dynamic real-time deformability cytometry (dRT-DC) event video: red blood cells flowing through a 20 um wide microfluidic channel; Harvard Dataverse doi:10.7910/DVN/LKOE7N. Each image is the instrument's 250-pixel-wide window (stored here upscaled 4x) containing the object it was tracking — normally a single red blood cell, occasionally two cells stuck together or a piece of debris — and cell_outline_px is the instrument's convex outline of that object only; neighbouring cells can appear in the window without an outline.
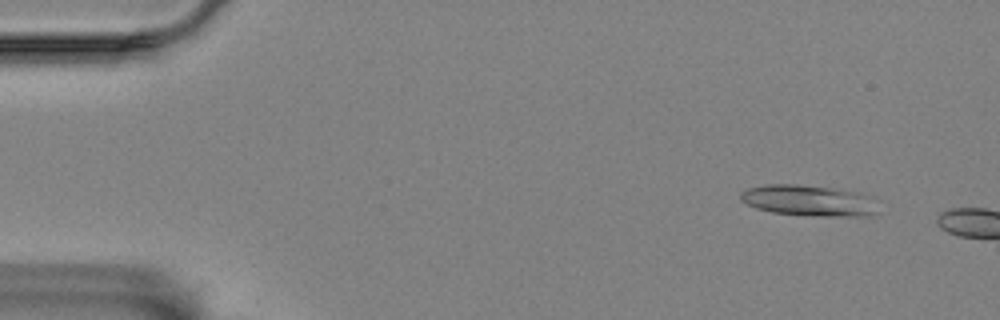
{"species": "Egyptian fruit bat (a non-hibernating species)", "species_latin": "Rousettus aegyptiacus", "temperature_condition": "room temperature", "stored_images_in_passage": 7, "camera_frame_rate_fps": 3000, "um_per_image_px": 0.085, "animal": {"sex": "female"}, "frame": {"image": 1, "passage_image": 3, "time_ms": 0.667, "image_size_px": [1000, 320], "cell_outline_px": [[880, 212], [872, 216], [812, 216], [772, 212], [756, 208], [740, 200], [740, 192], [748, 188], [768, 184], [796, 184], [832, 188], [860, 192], [876, 196], [880, 200]], "centroid_in_image_um": [68.91, 17.05], "position_along_channel_um": 16.1, "area_um2": 25.66}}